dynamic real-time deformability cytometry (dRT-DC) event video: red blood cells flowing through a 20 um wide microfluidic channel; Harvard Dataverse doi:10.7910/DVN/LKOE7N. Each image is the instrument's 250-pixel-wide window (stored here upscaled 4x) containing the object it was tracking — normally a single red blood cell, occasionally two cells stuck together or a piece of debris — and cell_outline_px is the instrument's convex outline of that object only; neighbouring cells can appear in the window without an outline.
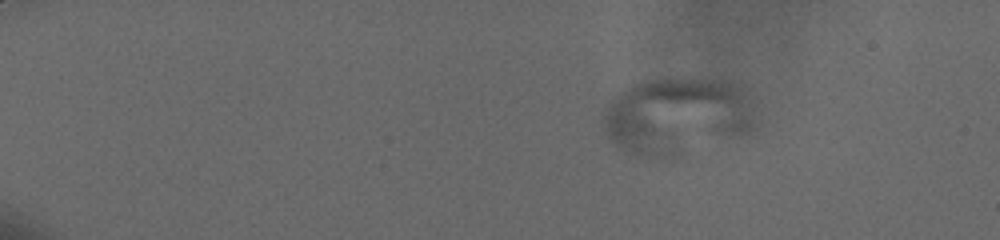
{"species": "human", "species_latin": "Homo sapiens", "temperature_condition": "cold", "stored_images_in_passage": 13, "camera_frame_rate_fps": 3000, "um_per_image_px": 0.085, "donor": {"sex": "male"}, "frame": {"image": 1, "passage_image": 9, "time_ms": 3.333, "image_size_px": [1000, 240], "cell_outline_px": [[760, 124], [756, 128], [740, 136], [676, 156], [628, 156], [608, 136], [604, 124], [604, 108], [620, 92], [644, 80], [732, 80], [748, 88], [760, 100]], "centroid_in_image_um": [57.77, 9.85], "position_along_channel_um": 27.2, "area_um2": 70.17}}